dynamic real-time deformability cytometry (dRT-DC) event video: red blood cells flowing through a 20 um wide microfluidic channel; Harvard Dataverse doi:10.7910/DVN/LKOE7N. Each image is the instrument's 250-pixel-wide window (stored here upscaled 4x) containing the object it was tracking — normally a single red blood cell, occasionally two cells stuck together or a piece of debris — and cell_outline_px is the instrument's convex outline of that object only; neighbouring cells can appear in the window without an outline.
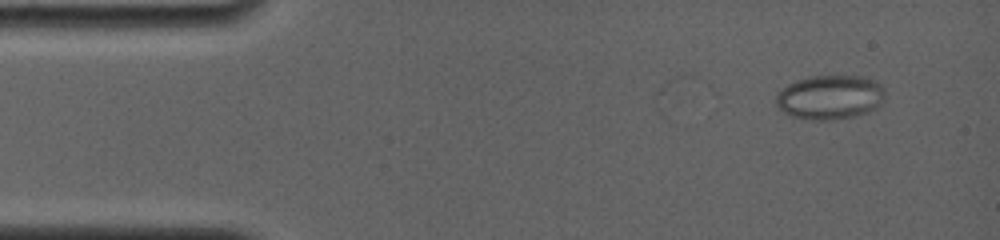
{"species": "common noctule bat (a hibernating species)", "species_latin": "Nyctalus noctula", "temperature_condition": "room temperature", "stored_images_in_passage": 3, "camera_frame_rate_fps": 4000, "um_per_image_px": 0.085, "animal": {"sex": "female", "body_mass_g": 19.0, "forearm_length_mm": 56.7}, "frame": {"image": 1, "passage_image": 3, "time_ms": 1.25, "image_size_px": [1000, 240], "cell_outline_px": [[884, 92], [880, 100], [872, 108], [864, 112], [852, 116], [832, 120], [812, 120], [792, 116], [784, 112], [776, 104], [776, 96], [788, 84], [796, 80], [812, 76], [864, 76], [876, 80], [884, 88]], "centroid_in_image_um": [70.51, 8.24], "position_along_channel_um": 14.5, "area_um2": 27.57}}